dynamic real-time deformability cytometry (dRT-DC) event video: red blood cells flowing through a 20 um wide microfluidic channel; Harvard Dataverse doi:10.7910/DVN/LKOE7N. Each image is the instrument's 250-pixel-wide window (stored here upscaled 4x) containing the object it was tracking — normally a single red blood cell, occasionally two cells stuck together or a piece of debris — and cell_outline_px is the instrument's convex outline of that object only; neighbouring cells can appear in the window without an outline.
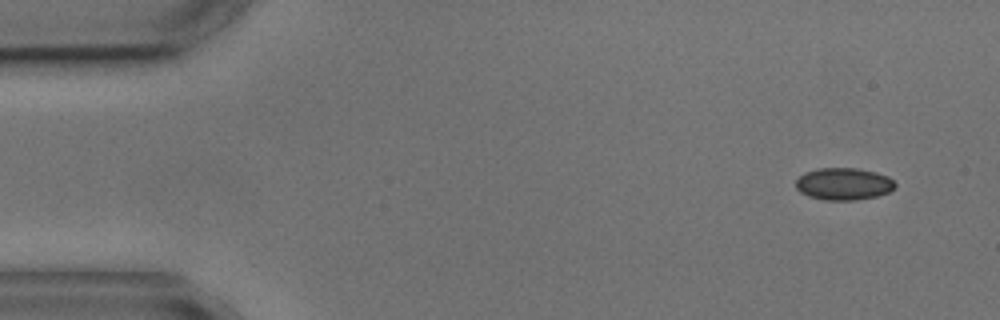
{"species": "common noctule bat (a hibernating species)", "species_latin": "Nyctalus noctula", "temperature_condition": "cold", "stored_images_in_passage": 8, "camera_frame_rate_fps": 3000, "um_per_image_px": 0.085, "animal": {"sex": "male", "body_mass_g": 17.9, "forearm_length_mm": 54.2}, "frame": {"image": 1, "passage_image": 1, "time_ms": 0.0, "image_size_px": [1000, 320], "cell_outline_px": [[896, 188], [888, 192], [876, 196], [856, 200], [824, 200], [808, 196], [800, 192], [796, 188], [796, 180], [804, 172], [816, 168], [856, 168], [876, 172], [888, 176], [896, 184]], "centroid_in_image_um": [71.7, 15.63], "position_along_channel_um": 13.3, "area_um2": 18.73}}
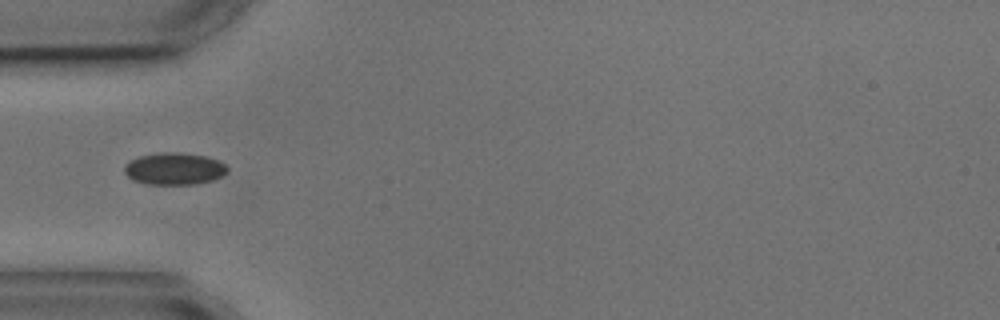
{"frame": {"image": 2, "passage_image": 4, "time_ms": 4.333, "image_size_px": [1000, 320], "cell_outline_px": [[228, 172], [212, 180], [196, 184], [148, 184], [132, 180], [124, 172], [124, 164], [140, 156], [164, 152], [176, 152], [204, 156], [216, 160], [224, 164], [228, 168]], "centroid_in_image_um": [14.79, 14.35], "position_along_channel_um": 70.2, "area_um2": 19.02}}
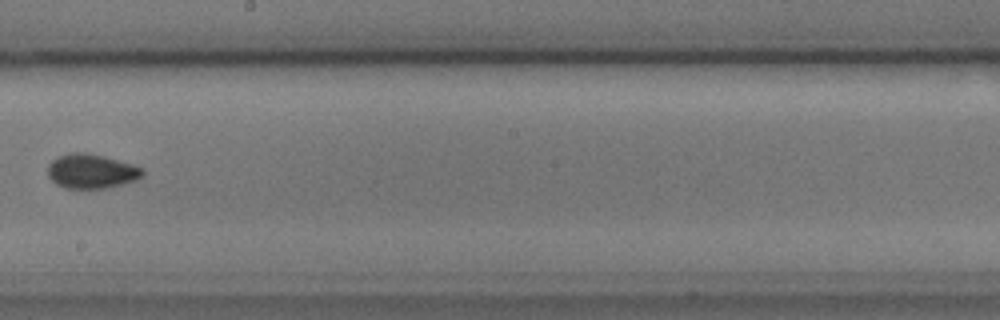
{"frame": {"image": 3, "passage_image": 8, "time_ms": 9.0, "image_size_px": [1000, 320], "cell_outline_px": [[144, 176], [136, 180], [108, 188], [64, 188], [56, 184], [48, 176], [48, 164], [52, 160], [60, 156], [72, 152], [84, 152], [104, 156], [132, 164], [144, 168]], "centroid_in_image_um": [7.79, 14.56], "position_along_channel_um": 240.4, "area_um2": 19.07}}